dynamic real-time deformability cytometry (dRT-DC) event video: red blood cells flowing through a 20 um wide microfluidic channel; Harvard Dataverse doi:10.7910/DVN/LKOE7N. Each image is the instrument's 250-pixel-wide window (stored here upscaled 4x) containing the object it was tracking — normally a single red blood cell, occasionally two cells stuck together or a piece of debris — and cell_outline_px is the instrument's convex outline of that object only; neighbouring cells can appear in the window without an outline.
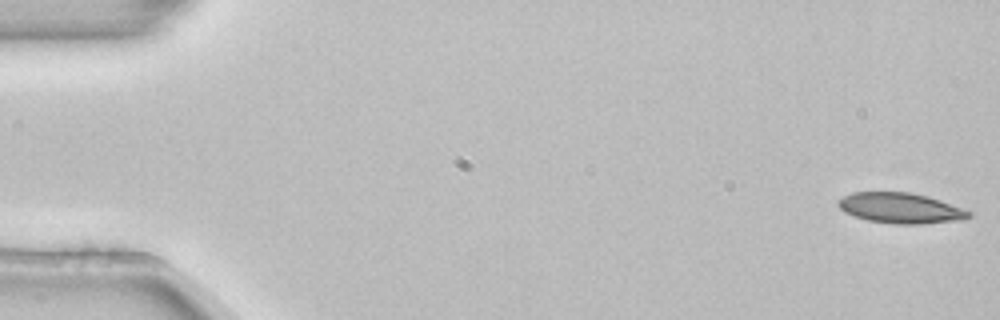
{"species": "common noctule bat (a hibernating species)", "species_latin": "Nyctalus noctula", "temperature_condition": "room temperature", "stored_images_in_passage": 5, "camera_frame_rate_fps": 3000, "um_per_image_px": 0.085, "animal": {"sex": "female", "body_mass_g": 22.7, "forearm_length_mm": 54.2}, "frame": {"image": 1, "passage_image": 1, "time_ms": 0.0, "image_size_px": [1000, 320], "cell_outline_px": [[972, 216], [964, 220], [920, 224], [896, 224], [868, 220], [844, 212], [836, 204], [836, 200], [852, 192], [908, 192], [928, 196], [940, 200], [972, 212]], "centroid_in_image_um": [76.55, 17.69], "position_along_channel_um": 8.4, "area_um2": 23.24}}